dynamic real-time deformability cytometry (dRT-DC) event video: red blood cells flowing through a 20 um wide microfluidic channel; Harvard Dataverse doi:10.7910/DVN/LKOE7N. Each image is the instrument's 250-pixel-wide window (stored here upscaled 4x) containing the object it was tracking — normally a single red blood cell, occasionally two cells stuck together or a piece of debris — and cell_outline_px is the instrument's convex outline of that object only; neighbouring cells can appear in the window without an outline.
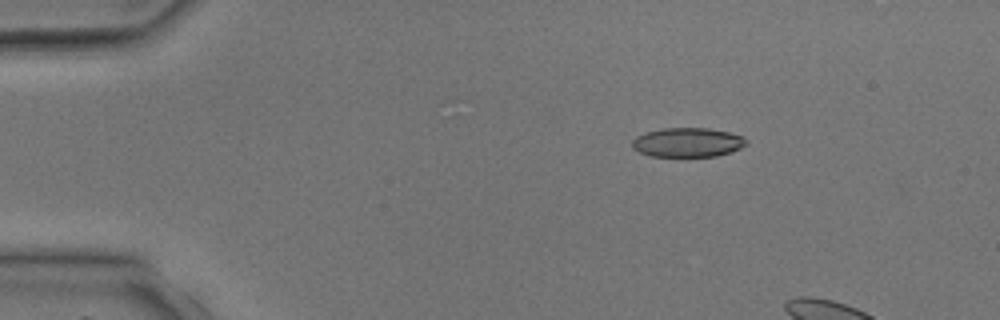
{"species": "common noctule bat (a hibernating species)", "species_latin": "Nyctalus noctula", "temperature_condition": "room temperature", "stored_images_in_passage": 4, "camera_frame_rate_fps": 3000, "um_per_image_px": 0.085, "animal": {"sex": "male", "body_mass_g": 17.9, "forearm_length_mm": 54.2}, "frame": {"image": 1, "passage_image": 3, "time_ms": 2.0, "image_size_px": [1000, 320], "cell_outline_px": [[748, 144], [740, 148], [716, 156], [652, 156], [640, 152], [632, 148], [632, 140], [636, 136], [644, 132], [664, 128], [708, 128], [728, 132], [740, 136], [748, 140]], "centroid_in_image_um": [58.42, 12.09], "position_along_channel_um": 26.6, "area_um2": 19.36}}